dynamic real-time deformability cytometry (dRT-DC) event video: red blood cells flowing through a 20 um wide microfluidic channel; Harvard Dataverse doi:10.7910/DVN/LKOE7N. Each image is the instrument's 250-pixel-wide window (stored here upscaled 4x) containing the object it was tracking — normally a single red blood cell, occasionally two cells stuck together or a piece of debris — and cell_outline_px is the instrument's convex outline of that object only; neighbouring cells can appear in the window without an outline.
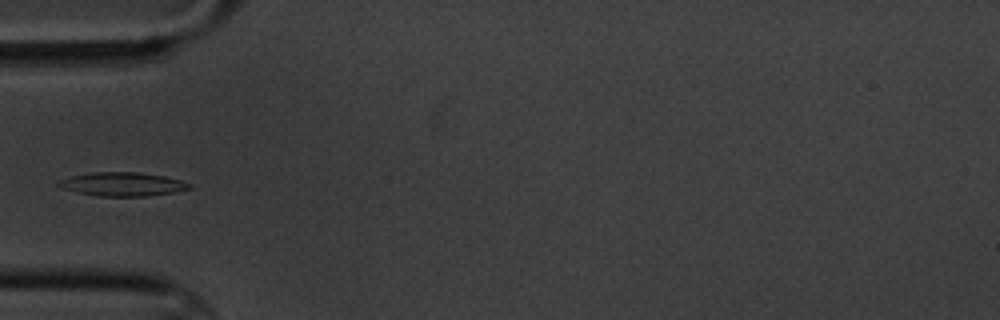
{"species": "common noctule bat (a hibernating species)", "species_latin": "Nyctalus noctula", "temperature_condition": "cold", "stored_images_in_passage": 4, "camera_frame_rate_fps": 3000, "um_per_image_px": 0.085, "animal": {"sex": "male", "body_mass_g": 20.1, "forearm_length_mm": 53.5}, "frame": {"image": 1, "passage_image": 4, "time_ms": 4.333, "image_size_px": [1000, 320], "cell_outline_px": [[192, 188], [172, 192], [144, 196], [100, 196], [76, 192], [64, 188], [56, 184], [60, 180], [72, 176], [92, 172], [136, 172], [164, 176], [180, 180], [192, 184]], "centroid_in_image_um": [10.42, 15.65], "position_along_channel_um": 74.6, "area_um2": 17.8}}